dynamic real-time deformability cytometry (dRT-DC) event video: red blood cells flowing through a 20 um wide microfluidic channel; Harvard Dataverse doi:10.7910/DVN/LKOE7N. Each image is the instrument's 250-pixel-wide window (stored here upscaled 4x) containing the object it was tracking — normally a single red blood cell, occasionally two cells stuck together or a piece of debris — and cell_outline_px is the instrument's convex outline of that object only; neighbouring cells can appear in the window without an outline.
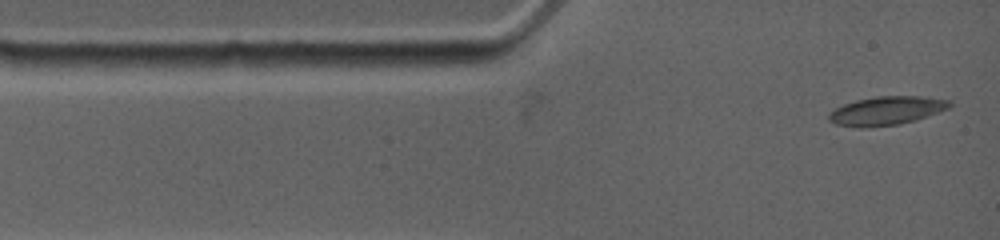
{"species": "common noctule bat (a hibernating species)", "species_latin": "Nyctalus noctula", "temperature_condition": "warm", "stored_images_in_passage": 42, "camera_frame_rate_fps": 4500, "um_per_image_px": 0.085, "animal": {"sex": "female", "body_mass_g": 19.0, "forearm_length_mm": 53.3}, "frame": {"image": 1, "passage_image": 1, "time_ms": 0.0, "image_size_px": [1000, 240], "cell_outline_px": [[952, 104], [948, 108], [916, 120], [900, 124], [860, 128], [836, 124], [828, 120], [828, 112], [844, 104], [856, 100], [876, 96], [920, 96], [948, 100]], "centroid_in_image_um": [75.3, 9.41], "position_along_channel_um": 9.7, "area_um2": 20.06}}
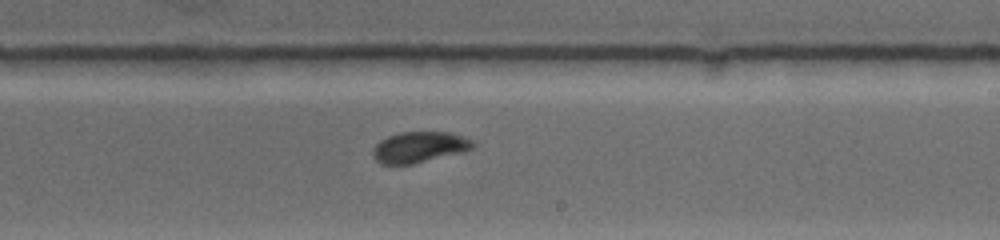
{"frame": {"image": 2, "passage_image": 17, "time_ms": 7.333, "image_size_px": [1000, 240], "cell_outline_px": [[476, 144], [472, 148], [464, 152], [412, 164], [380, 164], [372, 156], [372, 148], [380, 140], [388, 136], [400, 132], [452, 132], [472, 140]], "centroid_in_image_um": [35.63, 12.5], "position_along_channel_um": 253.4, "area_um2": 18.15}}
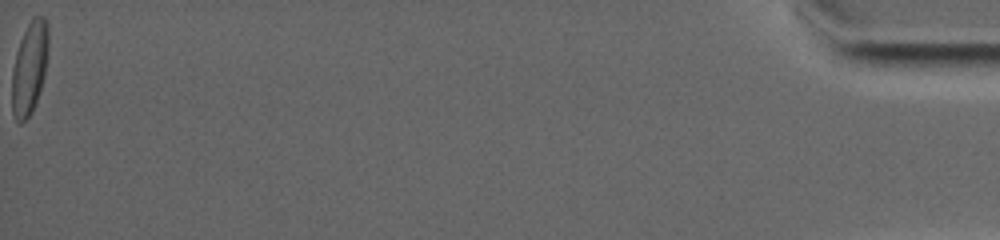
{"frame": {"image": 3, "passage_image": 42, "time_ms": 16.889, "image_size_px": [1000, 240], "cell_outline_px": [[48, 48], [44, 76], [40, 92], [28, 116], [20, 124], [16, 120], [12, 112], [12, 72], [16, 52], [20, 40], [32, 16], [44, 16], [48, 24]], "centroid_in_image_um": [2.51, 5.73], "position_along_channel_um": 432.7, "area_um2": 19.54}, "authors_computed_cell_mechanics": {"area_um2": 18.7272, "velocity_mm_per_s": 3.7966, "shape_relaxation_time_tau1_ms": 2.2976, "shape_relaxation_time_tau2_ms": 3.6756, "deformation_change_tau1": 0.1152, "deformation_change_tau2": 0.0592}}